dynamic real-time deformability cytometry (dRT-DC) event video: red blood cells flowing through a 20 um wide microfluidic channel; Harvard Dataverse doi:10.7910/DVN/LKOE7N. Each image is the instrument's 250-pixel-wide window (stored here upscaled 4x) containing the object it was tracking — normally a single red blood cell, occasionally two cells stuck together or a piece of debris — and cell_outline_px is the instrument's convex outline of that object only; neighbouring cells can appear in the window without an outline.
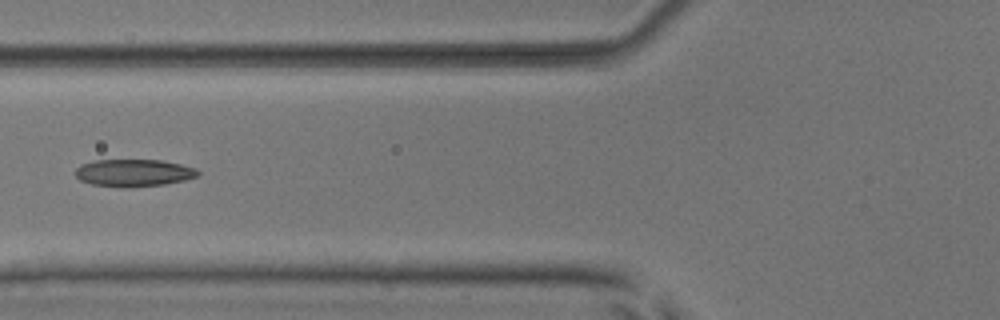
{"species": "common noctule bat (a hibernating species)", "species_latin": "Nyctalus noctula", "temperature_condition": "room temperature", "stored_images_in_passage": 8, "camera_frame_rate_fps": 3000, "um_per_image_px": 0.085, "animal": {"sex": "male", "body_mass_g": 17.9, "forearm_length_mm": 54.2}, "frame": {"image": 1, "passage_image": 7, "time_ms": 7.0, "image_size_px": [1000, 320], "cell_outline_px": [[200, 172], [196, 176], [184, 180], [164, 184], [128, 188], [124, 188], [92, 184], [80, 180], [76, 176], [76, 168], [80, 164], [96, 160], [160, 160], [180, 164], [196, 168]], "centroid_in_image_um": [11.34, 14.69], "position_along_channel_um": 114.5, "area_um2": 19.48}}
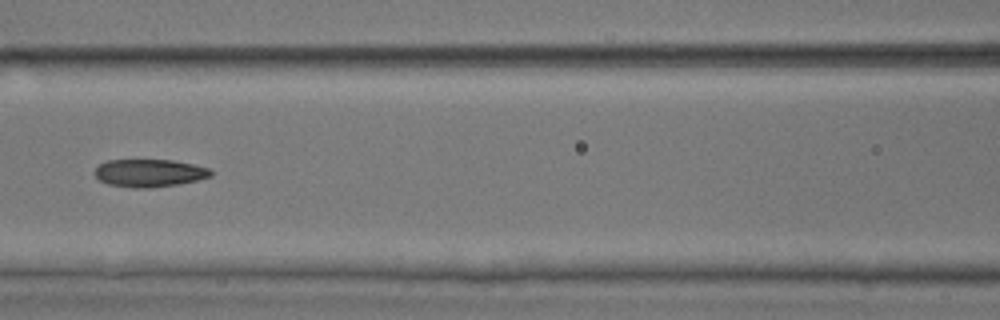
{"frame": {"image": 2, "passage_image": 8, "time_ms": 8.0, "image_size_px": [1000, 320], "cell_outline_px": [[212, 176], [196, 180], [176, 184], [152, 188], [136, 188], [108, 184], [100, 180], [96, 176], [96, 168], [100, 164], [108, 160], [172, 160], [192, 164], [208, 168], [212, 172]], "centroid_in_image_um": [12.7, 14.7], "position_along_channel_um": 153.9, "area_um2": 18.5}}